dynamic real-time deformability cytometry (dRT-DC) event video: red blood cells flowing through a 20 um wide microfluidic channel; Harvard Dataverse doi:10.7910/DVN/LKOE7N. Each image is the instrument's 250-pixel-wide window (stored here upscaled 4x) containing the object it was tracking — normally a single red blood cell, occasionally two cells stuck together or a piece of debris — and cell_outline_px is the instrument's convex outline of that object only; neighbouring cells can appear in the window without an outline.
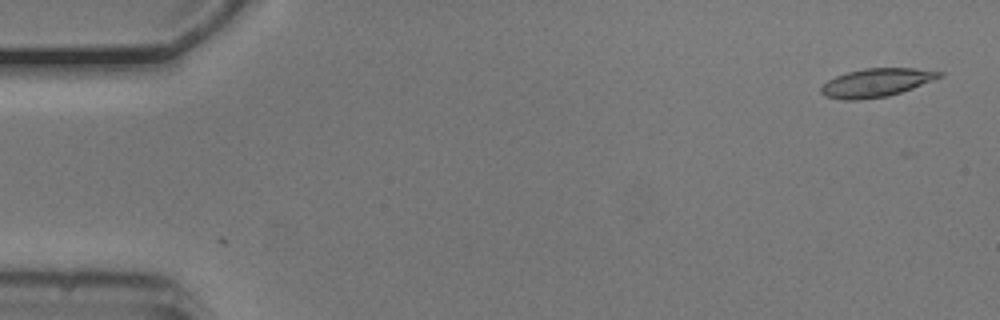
{"species": "common noctule bat (a hibernating species)", "species_latin": "Nyctalus noctula", "temperature_condition": "cold", "stored_images_in_passage": 2, "camera_frame_rate_fps": 3000, "um_per_image_px": 0.085, "animal": {"sex": "male", "body_mass_g": 20.5, "forearm_length_mm": 52.5}, "frame": {"image": 1, "passage_image": 2, "time_ms": 0.333, "image_size_px": [1000, 320], "cell_outline_px": [[944, 76], [912, 88], [888, 96], [860, 100], [844, 100], [824, 96], [820, 92], [820, 88], [828, 80], [836, 76], [848, 72], [864, 68], [916, 68], [944, 72]], "centroid_in_image_um": [74.49, 7.02], "position_along_channel_um": 10.5, "area_um2": 19.59}}